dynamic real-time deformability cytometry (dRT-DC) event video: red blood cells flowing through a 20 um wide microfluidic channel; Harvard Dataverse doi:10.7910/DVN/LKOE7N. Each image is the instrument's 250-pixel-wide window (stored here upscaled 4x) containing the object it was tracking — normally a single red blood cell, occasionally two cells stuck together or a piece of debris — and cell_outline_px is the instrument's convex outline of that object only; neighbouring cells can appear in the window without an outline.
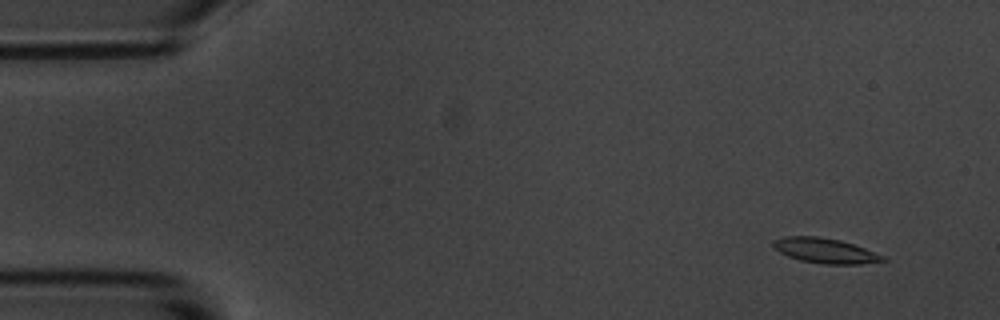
{"species": "common noctule bat (a hibernating species)", "species_latin": "Nyctalus noctula", "temperature_condition": "room temperature", "stored_images_in_passage": 5, "camera_frame_rate_fps": 3000, "um_per_image_px": 0.085, "animal": {"sex": "male", "body_mass_g": 20.1, "forearm_length_mm": 53.5}, "frame": {"image": 1, "passage_image": 2, "time_ms": 1.333, "image_size_px": [1000, 320], "cell_outline_px": [[888, 260], [860, 264], [824, 264], [800, 260], [788, 256], [772, 248], [772, 240], [784, 236], [816, 236], [840, 240], [864, 248], [884, 256]], "centroid_in_image_um": [70.09, 21.3], "position_along_channel_um": 14.9, "area_um2": 15.95}}
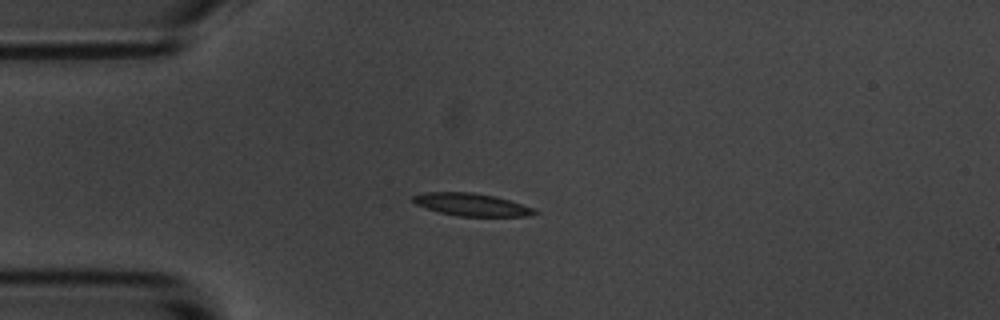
{"frame": {"image": 2, "passage_image": 5, "time_ms": 4.667, "image_size_px": [1000, 320], "cell_outline_px": [[540, 212], [528, 216], [460, 216], [440, 212], [416, 204], [412, 200], [412, 196], [424, 192], [472, 192], [496, 196], [536, 208]], "centroid_in_image_um": [40.14, 17.38], "position_along_channel_um": 44.9, "area_um2": 16.01}}